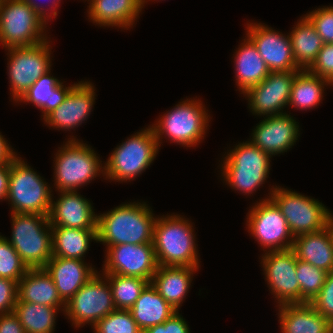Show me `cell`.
Wrapping results in <instances>:
<instances>
[{"instance_id": "obj_1", "label": "cell", "mask_w": 333, "mask_h": 333, "mask_svg": "<svg viewBox=\"0 0 333 333\" xmlns=\"http://www.w3.org/2000/svg\"><path fill=\"white\" fill-rule=\"evenodd\" d=\"M146 202H127L98 214L97 242L104 246L153 242L157 218Z\"/></svg>"}, {"instance_id": "obj_2", "label": "cell", "mask_w": 333, "mask_h": 333, "mask_svg": "<svg viewBox=\"0 0 333 333\" xmlns=\"http://www.w3.org/2000/svg\"><path fill=\"white\" fill-rule=\"evenodd\" d=\"M172 214L157 215L154 223L152 243L158 265L200 267L193 222Z\"/></svg>"}, {"instance_id": "obj_3", "label": "cell", "mask_w": 333, "mask_h": 333, "mask_svg": "<svg viewBox=\"0 0 333 333\" xmlns=\"http://www.w3.org/2000/svg\"><path fill=\"white\" fill-rule=\"evenodd\" d=\"M195 98L178 102L173 109L166 110L150 125L159 149L163 143L161 139L166 137L170 143H177L185 148L196 147L205 138L211 116L203 102Z\"/></svg>"}, {"instance_id": "obj_4", "label": "cell", "mask_w": 333, "mask_h": 333, "mask_svg": "<svg viewBox=\"0 0 333 333\" xmlns=\"http://www.w3.org/2000/svg\"><path fill=\"white\" fill-rule=\"evenodd\" d=\"M91 147L73 135L58 147L53 160V181L57 192L78 191L96 177L104 176V163Z\"/></svg>"}, {"instance_id": "obj_5", "label": "cell", "mask_w": 333, "mask_h": 333, "mask_svg": "<svg viewBox=\"0 0 333 333\" xmlns=\"http://www.w3.org/2000/svg\"><path fill=\"white\" fill-rule=\"evenodd\" d=\"M225 154L219 164L222 181L234 191L253 195L269 178L272 157L250 140L239 142Z\"/></svg>"}, {"instance_id": "obj_6", "label": "cell", "mask_w": 333, "mask_h": 333, "mask_svg": "<svg viewBox=\"0 0 333 333\" xmlns=\"http://www.w3.org/2000/svg\"><path fill=\"white\" fill-rule=\"evenodd\" d=\"M145 128L114 148L104 162V179L120 183L133 181L154 162L159 146L151 126Z\"/></svg>"}, {"instance_id": "obj_7", "label": "cell", "mask_w": 333, "mask_h": 333, "mask_svg": "<svg viewBox=\"0 0 333 333\" xmlns=\"http://www.w3.org/2000/svg\"><path fill=\"white\" fill-rule=\"evenodd\" d=\"M10 242L29 269L44 268L52 258V227L49 217L40 214L11 213Z\"/></svg>"}, {"instance_id": "obj_8", "label": "cell", "mask_w": 333, "mask_h": 333, "mask_svg": "<svg viewBox=\"0 0 333 333\" xmlns=\"http://www.w3.org/2000/svg\"><path fill=\"white\" fill-rule=\"evenodd\" d=\"M29 165L20 156L10 163L7 201L10 202L11 213L49 216L52 188Z\"/></svg>"}, {"instance_id": "obj_9", "label": "cell", "mask_w": 333, "mask_h": 333, "mask_svg": "<svg viewBox=\"0 0 333 333\" xmlns=\"http://www.w3.org/2000/svg\"><path fill=\"white\" fill-rule=\"evenodd\" d=\"M46 24L23 0H0V44L5 50L33 46L49 39Z\"/></svg>"}, {"instance_id": "obj_10", "label": "cell", "mask_w": 333, "mask_h": 333, "mask_svg": "<svg viewBox=\"0 0 333 333\" xmlns=\"http://www.w3.org/2000/svg\"><path fill=\"white\" fill-rule=\"evenodd\" d=\"M272 186L269 188L268 195L282 212L294 237L318 232L328 226L332 213L318 199L305 196L295 190Z\"/></svg>"}, {"instance_id": "obj_11", "label": "cell", "mask_w": 333, "mask_h": 333, "mask_svg": "<svg viewBox=\"0 0 333 333\" xmlns=\"http://www.w3.org/2000/svg\"><path fill=\"white\" fill-rule=\"evenodd\" d=\"M50 42L49 38L33 46L6 49L10 95L15 104L40 76L51 69Z\"/></svg>"}, {"instance_id": "obj_12", "label": "cell", "mask_w": 333, "mask_h": 333, "mask_svg": "<svg viewBox=\"0 0 333 333\" xmlns=\"http://www.w3.org/2000/svg\"><path fill=\"white\" fill-rule=\"evenodd\" d=\"M111 287L106 276L97 272L66 303L64 316L74 328L90 324L93 327L100 319L115 311Z\"/></svg>"}, {"instance_id": "obj_13", "label": "cell", "mask_w": 333, "mask_h": 333, "mask_svg": "<svg viewBox=\"0 0 333 333\" xmlns=\"http://www.w3.org/2000/svg\"><path fill=\"white\" fill-rule=\"evenodd\" d=\"M256 202L246 215L249 234L256 239L264 252L291 249L294 236L280 209L270 196Z\"/></svg>"}, {"instance_id": "obj_14", "label": "cell", "mask_w": 333, "mask_h": 333, "mask_svg": "<svg viewBox=\"0 0 333 333\" xmlns=\"http://www.w3.org/2000/svg\"><path fill=\"white\" fill-rule=\"evenodd\" d=\"M267 287L278 307L300 303V284L296 276L297 258L292 249L267 251L261 256Z\"/></svg>"}, {"instance_id": "obj_15", "label": "cell", "mask_w": 333, "mask_h": 333, "mask_svg": "<svg viewBox=\"0 0 333 333\" xmlns=\"http://www.w3.org/2000/svg\"><path fill=\"white\" fill-rule=\"evenodd\" d=\"M103 274L139 277L151 282L158 268L153 243L107 246Z\"/></svg>"}, {"instance_id": "obj_16", "label": "cell", "mask_w": 333, "mask_h": 333, "mask_svg": "<svg viewBox=\"0 0 333 333\" xmlns=\"http://www.w3.org/2000/svg\"><path fill=\"white\" fill-rule=\"evenodd\" d=\"M296 72H269L261 83L250 87L243 94L250 112L259 117L286 113Z\"/></svg>"}, {"instance_id": "obj_17", "label": "cell", "mask_w": 333, "mask_h": 333, "mask_svg": "<svg viewBox=\"0 0 333 333\" xmlns=\"http://www.w3.org/2000/svg\"><path fill=\"white\" fill-rule=\"evenodd\" d=\"M246 36L254 43L270 72L299 71L289 34H282L264 23L246 24Z\"/></svg>"}, {"instance_id": "obj_18", "label": "cell", "mask_w": 333, "mask_h": 333, "mask_svg": "<svg viewBox=\"0 0 333 333\" xmlns=\"http://www.w3.org/2000/svg\"><path fill=\"white\" fill-rule=\"evenodd\" d=\"M290 114L263 117L252 129L250 141L271 157L287 152L300 136L299 122Z\"/></svg>"}, {"instance_id": "obj_19", "label": "cell", "mask_w": 333, "mask_h": 333, "mask_svg": "<svg viewBox=\"0 0 333 333\" xmlns=\"http://www.w3.org/2000/svg\"><path fill=\"white\" fill-rule=\"evenodd\" d=\"M96 88L91 81H79L69 92L65 100L49 113L44 124L58 131H71L87 121L95 104Z\"/></svg>"}, {"instance_id": "obj_20", "label": "cell", "mask_w": 333, "mask_h": 333, "mask_svg": "<svg viewBox=\"0 0 333 333\" xmlns=\"http://www.w3.org/2000/svg\"><path fill=\"white\" fill-rule=\"evenodd\" d=\"M78 191H58V198L52 195L49 222L51 227L97 229L98 215L90 200Z\"/></svg>"}, {"instance_id": "obj_21", "label": "cell", "mask_w": 333, "mask_h": 333, "mask_svg": "<svg viewBox=\"0 0 333 333\" xmlns=\"http://www.w3.org/2000/svg\"><path fill=\"white\" fill-rule=\"evenodd\" d=\"M84 260L52 256L44 269L51 276L61 299L67 303L98 271Z\"/></svg>"}, {"instance_id": "obj_22", "label": "cell", "mask_w": 333, "mask_h": 333, "mask_svg": "<svg viewBox=\"0 0 333 333\" xmlns=\"http://www.w3.org/2000/svg\"><path fill=\"white\" fill-rule=\"evenodd\" d=\"M84 1V0H83ZM88 19L100 27L129 30L142 12L141 0H85Z\"/></svg>"}, {"instance_id": "obj_23", "label": "cell", "mask_w": 333, "mask_h": 333, "mask_svg": "<svg viewBox=\"0 0 333 333\" xmlns=\"http://www.w3.org/2000/svg\"><path fill=\"white\" fill-rule=\"evenodd\" d=\"M282 333H332L333 324L318 312L311 303L278 306Z\"/></svg>"}, {"instance_id": "obj_24", "label": "cell", "mask_w": 333, "mask_h": 333, "mask_svg": "<svg viewBox=\"0 0 333 333\" xmlns=\"http://www.w3.org/2000/svg\"><path fill=\"white\" fill-rule=\"evenodd\" d=\"M199 268L158 265L150 283L168 304L179 311Z\"/></svg>"}, {"instance_id": "obj_25", "label": "cell", "mask_w": 333, "mask_h": 333, "mask_svg": "<svg viewBox=\"0 0 333 333\" xmlns=\"http://www.w3.org/2000/svg\"><path fill=\"white\" fill-rule=\"evenodd\" d=\"M297 259L326 272L333 271V239L330 227L294 237L291 248Z\"/></svg>"}, {"instance_id": "obj_26", "label": "cell", "mask_w": 333, "mask_h": 333, "mask_svg": "<svg viewBox=\"0 0 333 333\" xmlns=\"http://www.w3.org/2000/svg\"><path fill=\"white\" fill-rule=\"evenodd\" d=\"M242 41L233 56L235 83L240 94L261 83L270 72L254 43L247 36Z\"/></svg>"}, {"instance_id": "obj_27", "label": "cell", "mask_w": 333, "mask_h": 333, "mask_svg": "<svg viewBox=\"0 0 333 333\" xmlns=\"http://www.w3.org/2000/svg\"><path fill=\"white\" fill-rule=\"evenodd\" d=\"M18 300L60 308L65 312L66 303L58 294L51 276L44 268L28 269L18 282Z\"/></svg>"}, {"instance_id": "obj_28", "label": "cell", "mask_w": 333, "mask_h": 333, "mask_svg": "<svg viewBox=\"0 0 333 333\" xmlns=\"http://www.w3.org/2000/svg\"><path fill=\"white\" fill-rule=\"evenodd\" d=\"M77 84L68 87L58 78L51 76V69L40 76L26 93L17 101L32 103L42 113L44 119L65 100L71 89Z\"/></svg>"}, {"instance_id": "obj_29", "label": "cell", "mask_w": 333, "mask_h": 333, "mask_svg": "<svg viewBox=\"0 0 333 333\" xmlns=\"http://www.w3.org/2000/svg\"><path fill=\"white\" fill-rule=\"evenodd\" d=\"M129 311L142 331L149 327L163 324L177 312L161 297L151 283L141 292L140 297Z\"/></svg>"}, {"instance_id": "obj_30", "label": "cell", "mask_w": 333, "mask_h": 333, "mask_svg": "<svg viewBox=\"0 0 333 333\" xmlns=\"http://www.w3.org/2000/svg\"><path fill=\"white\" fill-rule=\"evenodd\" d=\"M51 234L52 255L61 258L84 260L92 240H98L97 229L52 227Z\"/></svg>"}, {"instance_id": "obj_31", "label": "cell", "mask_w": 333, "mask_h": 333, "mask_svg": "<svg viewBox=\"0 0 333 333\" xmlns=\"http://www.w3.org/2000/svg\"><path fill=\"white\" fill-rule=\"evenodd\" d=\"M296 23L289 32L294 60L300 70H308L324 43L305 15Z\"/></svg>"}, {"instance_id": "obj_32", "label": "cell", "mask_w": 333, "mask_h": 333, "mask_svg": "<svg viewBox=\"0 0 333 333\" xmlns=\"http://www.w3.org/2000/svg\"><path fill=\"white\" fill-rule=\"evenodd\" d=\"M333 84L325 78L310 73L308 70H299L292 85L288 106L297 110L313 109L322 103L325 87Z\"/></svg>"}, {"instance_id": "obj_33", "label": "cell", "mask_w": 333, "mask_h": 333, "mask_svg": "<svg viewBox=\"0 0 333 333\" xmlns=\"http://www.w3.org/2000/svg\"><path fill=\"white\" fill-rule=\"evenodd\" d=\"M60 308L34 304L17 299L14 313L25 333H54Z\"/></svg>"}, {"instance_id": "obj_34", "label": "cell", "mask_w": 333, "mask_h": 333, "mask_svg": "<svg viewBox=\"0 0 333 333\" xmlns=\"http://www.w3.org/2000/svg\"><path fill=\"white\" fill-rule=\"evenodd\" d=\"M111 287L113 302L118 310H129L141 292L150 283L139 277L122 276L119 274H104Z\"/></svg>"}, {"instance_id": "obj_35", "label": "cell", "mask_w": 333, "mask_h": 333, "mask_svg": "<svg viewBox=\"0 0 333 333\" xmlns=\"http://www.w3.org/2000/svg\"><path fill=\"white\" fill-rule=\"evenodd\" d=\"M328 272L297 259L296 276L300 284V303H311L325 284Z\"/></svg>"}, {"instance_id": "obj_36", "label": "cell", "mask_w": 333, "mask_h": 333, "mask_svg": "<svg viewBox=\"0 0 333 333\" xmlns=\"http://www.w3.org/2000/svg\"><path fill=\"white\" fill-rule=\"evenodd\" d=\"M94 333H143L129 310H118L100 319L93 327Z\"/></svg>"}, {"instance_id": "obj_37", "label": "cell", "mask_w": 333, "mask_h": 333, "mask_svg": "<svg viewBox=\"0 0 333 333\" xmlns=\"http://www.w3.org/2000/svg\"><path fill=\"white\" fill-rule=\"evenodd\" d=\"M28 269L7 238L0 234V277L18 283Z\"/></svg>"}, {"instance_id": "obj_38", "label": "cell", "mask_w": 333, "mask_h": 333, "mask_svg": "<svg viewBox=\"0 0 333 333\" xmlns=\"http://www.w3.org/2000/svg\"><path fill=\"white\" fill-rule=\"evenodd\" d=\"M305 16L312 23L324 44H333V6H322Z\"/></svg>"}, {"instance_id": "obj_39", "label": "cell", "mask_w": 333, "mask_h": 333, "mask_svg": "<svg viewBox=\"0 0 333 333\" xmlns=\"http://www.w3.org/2000/svg\"><path fill=\"white\" fill-rule=\"evenodd\" d=\"M311 304L333 324V271L327 274L325 284Z\"/></svg>"}, {"instance_id": "obj_40", "label": "cell", "mask_w": 333, "mask_h": 333, "mask_svg": "<svg viewBox=\"0 0 333 333\" xmlns=\"http://www.w3.org/2000/svg\"><path fill=\"white\" fill-rule=\"evenodd\" d=\"M308 71L333 84V44H324Z\"/></svg>"}, {"instance_id": "obj_41", "label": "cell", "mask_w": 333, "mask_h": 333, "mask_svg": "<svg viewBox=\"0 0 333 333\" xmlns=\"http://www.w3.org/2000/svg\"><path fill=\"white\" fill-rule=\"evenodd\" d=\"M18 299V283L9 278L0 277V314L14 312Z\"/></svg>"}, {"instance_id": "obj_42", "label": "cell", "mask_w": 333, "mask_h": 333, "mask_svg": "<svg viewBox=\"0 0 333 333\" xmlns=\"http://www.w3.org/2000/svg\"><path fill=\"white\" fill-rule=\"evenodd\" d=\"M188 326L185 318L177 311L163 324L149 327L143 333H191Z\"/></svg>"}, {"instance_id": "obj_43", "label": "cell", "mask_w": 333, "mask_h": 333, "mask_svg": "<svg viewBox=\"0 0 333 333\" xmlns=\"http://www.w3.org/2000/svg\"><path fill=\"white\" fill-rule=\"evenodd\" d=\"M23 1L29 4L47 23L49 22V20L51 21L52 18L54 19L56 18V16L58 15L57 14L58 7L60 6L59 3H61V0H53V1L51 0L49 1L51 2L50 4L51 6L48 9V7H46L44 4L36 2L37 0H23Z\"/></svg>"}, {"instance_id": "obj_44", "label": "cell", "mask_w": 333, "mask_h": 333, "mask_svg": "<svg viewBox=\"0 0 333 333\" xmlns=\"http://www.w3.org/2000/svg\"><path fill=\"white\" fill-rule=\"evenodd\" d=\"M0 333H25L14 312L0 314Z\"/></svg>"}, {"instance_id": "obj_45", "label": "cell", "mask_w": 333, "mask_h": 333, "mask_svg": "<svg viewBox=\"0 0 333 333\" xmlns=\"http://www.w3.org/2000/svg\"><path fill=\"white\" fill-rule=\"evenodd\" d=\"M7 141L0 132V165L10 164L18 156Z\"/></svg>"}, {"instance_id": "obj_46", "label": "cell", "mask_w": 333, "mask_h": 333, "mask_svg": "<svg viewBox=\"0 0 333 333\" xmlns=\"http://www.w3.org/2000/svg\"><path fill=\"white\" fill-rule=\"evenodd\" d=\"M10 164L0 165V200H7Z\"/></svg>"}, {"instance_id": "obj_47", "label": "cell", "mask_w": 333, "mask_h": 333, "mask_svg": "<svg viewBox=\"0 0 333 333\" xmlns=\"http://www.w3.org/2000/svg\"><path fill=\"white\" fill-rule=\"evenodd\" d=\"M328 226L330 227V232L332 234V239H333V213L331 214V217L329 219Z\"/></svg>"}, {"instance_id": "obj_48", "label": "cell", "mask_w": 333, "mask_h": 333, "mask_svg": "<svg viewBox=\"0 0 333 333\" xmlns=\"http://www.w3.org/2000/svg\"><path fill=\"white\" fill-rule=\"evenodd\" d=\"M150 0H141L143 9L145 7V4L148 3ZM153 1H158V0H153Z\"/></svg>"}]
</instances>
